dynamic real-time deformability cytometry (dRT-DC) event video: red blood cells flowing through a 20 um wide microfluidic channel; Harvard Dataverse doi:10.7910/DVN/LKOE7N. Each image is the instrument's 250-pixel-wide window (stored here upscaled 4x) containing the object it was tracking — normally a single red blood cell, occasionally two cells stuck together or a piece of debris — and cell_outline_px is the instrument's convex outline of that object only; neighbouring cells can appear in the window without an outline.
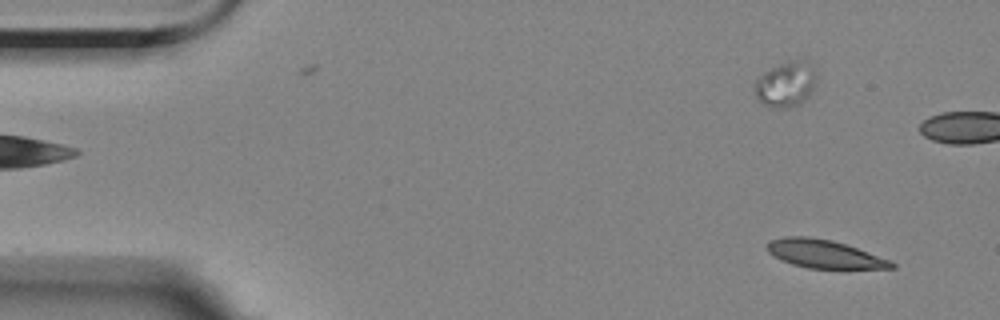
{"species": "Egyptian fruit bat (a non-hibernating species)", "species_latin": "Rousettus aegyptiacus", "temperature_condition": "room temperature", "stored_images_in_passage": 17, "camera_frame_rate_fps": 3000, "um_per_image_px": 0.085, "animal": {"sex": "female"}, "frame": {"image": 1, "passage_image": 3, "time_ms": 0.667, "image_size_px": [1000, 320], "cell_outline_px": [[896, 268], [808, 268], [792, 264], [768, 252], [764, 244], [768, 240], [784, 236], [808, 236], [832, 240], [892, 260], [896, 264]], "centroid_in_image_um": [70.03, 21.57], "position_along_channel_um": 15.0, "area_um2": 20.4}}